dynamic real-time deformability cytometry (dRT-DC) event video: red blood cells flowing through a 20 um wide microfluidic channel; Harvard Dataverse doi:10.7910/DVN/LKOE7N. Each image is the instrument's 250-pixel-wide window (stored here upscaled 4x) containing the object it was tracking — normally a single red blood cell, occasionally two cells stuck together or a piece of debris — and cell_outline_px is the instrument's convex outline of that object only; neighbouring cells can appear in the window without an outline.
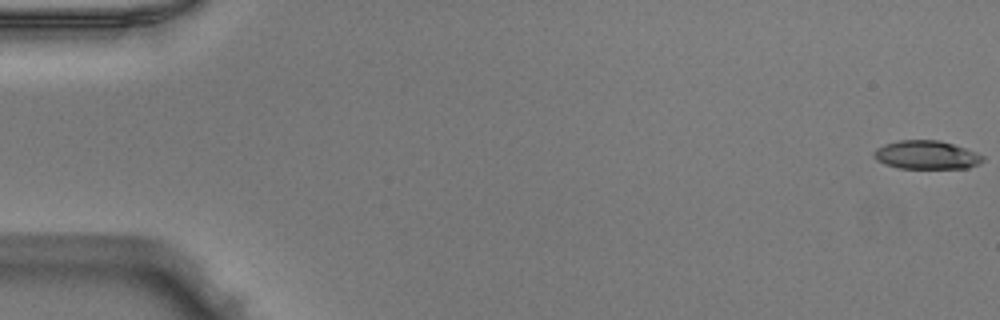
{"species": "Egyptian fruit bat (a non-hibernating species)", "species_latin": "Rousettus aegyptiacus", "temperature_condition": "warm", "stored_images_in_passage": 8, "camera_frame_rate_fps": 3000, "um_per_image_px": 0.085, "animal": {"sex": "male"}, "frame": {"image": 1, "passage_image": 1, "time_ms": 0.0, "image_size_px": [1000, 320], "cell_outline_px": [[984, 160], [980, 164], [968, 168], [900, 168], [884, 164], [876, 160], [872, 156], [872, 152], [876, 148], [884, 144], [900, 140], [940, 140], [976, 152], [984, 156]], "centroid_in_image_um": [78.72, 13.17], "position_along_channel_um": 6.3, "area_um2": 18.21}}